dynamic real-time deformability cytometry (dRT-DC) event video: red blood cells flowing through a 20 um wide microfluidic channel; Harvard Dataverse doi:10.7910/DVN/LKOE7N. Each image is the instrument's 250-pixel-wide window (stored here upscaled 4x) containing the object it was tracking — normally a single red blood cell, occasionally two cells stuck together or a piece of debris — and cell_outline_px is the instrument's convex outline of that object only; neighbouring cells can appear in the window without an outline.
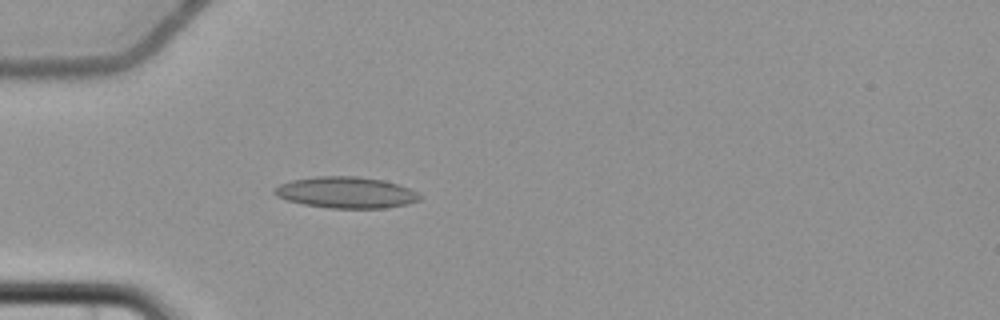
{"species": "common noctule bat (a hibernating species)", "species_latin": "Nyctalus noctula", "temperature_condition": "cold", "stored_images_in_passage": 4, "camera_frame_rate_fps": 3000, "um_per_image_px": 0.085, "animal": {"sex": "female", "body_mass_g": 22.7, "forearm_length_mm": 54.2}, "frame": {"image": 1, "passage_image": 4, "time_ms": 3.667, "image_size_px": [1000, 320], "cell_outline_px": [[420, 200], [408, 204], [384, 208], [332, 208], [304, 204], [288, 200], [276, 196], [272, 192], [280, 184], [292, 180], [316, 176], [356, 176], [384, 180], [408, 188], [416, 192], [420, 196]], "centroid_in_image_um": [29.41, 16.36], "position_along_channel_um": 55.6, "area_um2": 26.3}}